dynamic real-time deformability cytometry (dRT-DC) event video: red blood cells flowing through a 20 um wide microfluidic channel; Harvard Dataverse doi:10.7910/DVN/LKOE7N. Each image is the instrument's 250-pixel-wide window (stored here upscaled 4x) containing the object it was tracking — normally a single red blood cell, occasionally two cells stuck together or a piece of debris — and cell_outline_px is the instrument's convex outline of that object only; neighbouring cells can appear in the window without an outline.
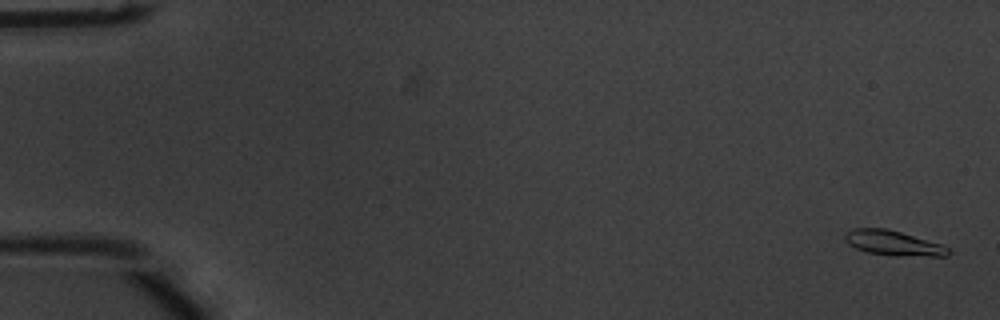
{"species": "common noctule bat (a hibernating species)", "species_latin": "Nyctalus noctula", "temperature_condition": "warm", "stored_images_in_passage": 55, "camera_frame_rate_fps": 3000, "um_per_image_px": 0.085, "animal": {"sex": "male", "body_mass_g": 20.1, "forearm_length_mm": 53.5}, "frame": {"image": 1, "passage_image": 2, "time_ms": 0.333, "image_size_px": [1000, 320], "cell_outline_px": [[952, 252], [948, 256], [896, 256], [868, 252], [856, 248], [848, 244], [844, 240], [844, 232], [852, 228], [888, 228], [940, 244], [948, 248]], "centroid_in_image_um": [75.9, 20.65], "position_along_channel_um": 9.1, "area_um2": 15.09}}
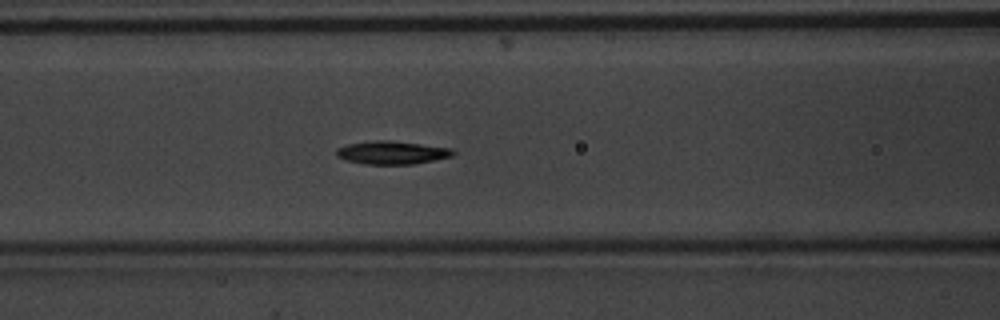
{"frame": {"image": 2, "passage_image": 24, "time_ms": 7.667, "image_size_px": [1000, 320], "cell_outline_px": [[456, 152], [452, 156], [416, 164], [364, 164], [344, 160], [336, 156], [336, 148], [348, 144], [376, 140], [388, 140], [452, 148]], "centroid_in_image_um": [33.3, 12.98], "position_along_channel_um": 133.3, "area_um2": 15.78}}
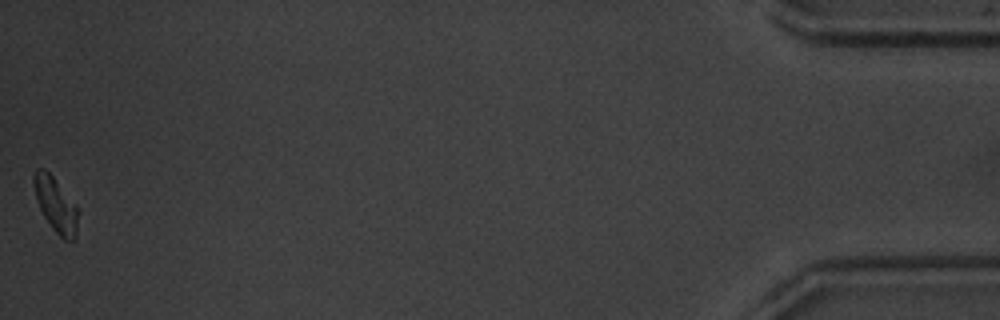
{"frame": {"image": 3, "passage_image": 55, "time_ms": 18.0, "image_size_px": [1000, 320], "cell_outline_px": [[80, 212], [76, 236], [72, 240], [64, 240], [52, 228], [44, 216], [36, 200], [32, 180], [32, 176], [36, 168], [44, 168], [52, 176], [80, 208]], "centroid_in_image_um": [4.76, 17.39], "position_along_channel_um": 430.4, "area_um2": 14.39}, "authors_computed_cell_mechanics": {"area_um2": 15.028, "velocity_mm_per_s": 3.7509, "shape_relaxation_time_tau1_ms": 2.8645, "shape_relaxation_time_tau2_ms": null, "deformation_change_tau1": 0.1207, "deformation_change_tau2": null}}